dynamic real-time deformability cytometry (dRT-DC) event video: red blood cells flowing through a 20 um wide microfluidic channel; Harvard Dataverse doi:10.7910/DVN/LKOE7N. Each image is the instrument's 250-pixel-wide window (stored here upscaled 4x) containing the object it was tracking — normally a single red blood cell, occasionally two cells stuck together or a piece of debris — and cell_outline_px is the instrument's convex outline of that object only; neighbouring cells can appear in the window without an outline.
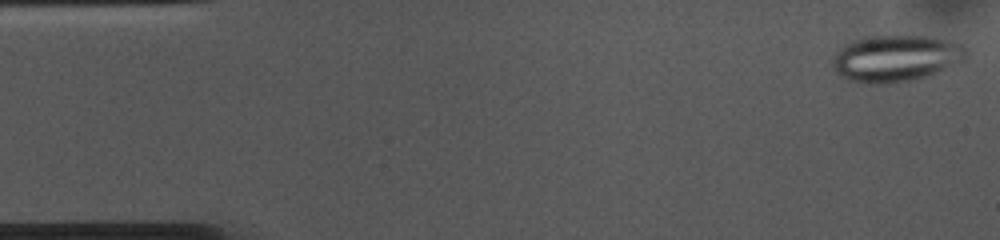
{"species": "common noctule bat (a hibernating species)", "species_latin": "Nyctalus noctula", "temperature_condition": "cold", "stored_images_in_passage": 53, "camera_frame_rate_fps": 3000, "um_per_image_px": 0.085, "animal": {"sex": "female", "body_mass_g": 10.0, "forearm_length_mm": 53.1}, "frame": {"image": 1, "passage_image": 1, "time_ms": 0.0, "image_size_px": [1000, 240], "cell_outline_px": [[972, 52], [968, 60], [960, 64], [924, 76], [908, 80], [884, 84], [860, 84], [848, 80], [840, 76], [836, 72], [832, 64], [832, 56], [840, 48], [852, 40], [864, 36], [924, 36], [948, 40], [964, 44]], "centroid_in_image_um": [76.19, 4.95], "position_along_channel_um": 8.8, "area_um2": 36.99}}
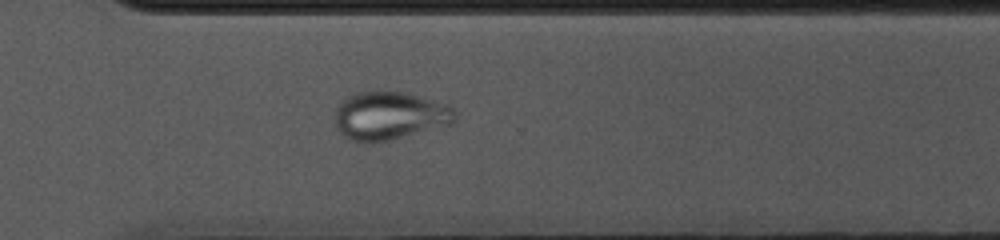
{"frame": {"image": 2, "passage_image": 37, "time_ms": 12.0, "image_size_px": [1000, 240], "cell_outline_px": [[456, 124], [388, 140], [360, 144], [344, 136], [336, 128], [336, 108], [348, 96], [360, 92], [380, 88], [404, 92], [432, 100], [444, 104], [452, 108], [456, 112]], "centroid_in_image_um": [33.13, 9.83], "position_along_channel_um": 337.5, "area_um2": 34.22}}
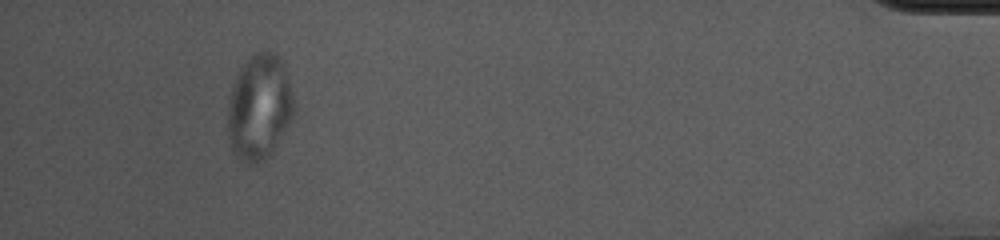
{"frame": {"image": 3, "passage_image": 49, "time_ms": 16.0, "image_size_px": [1000, 240], "cell_outline_px": [[292, 116], [272, 152], [264, 160], [252, 164], [248, 164], [240, 160], [236, 156], [232, 148], [228, 136], [228, 100], [236, 76], [240, 68], [256, 52], [276, 52], [284, 60], [288, 76], [292, 96]], "centroid_in_image_um": [22.03, 9.09], "position_along_channel_um": 413.2, "area_um2": 40.29}}